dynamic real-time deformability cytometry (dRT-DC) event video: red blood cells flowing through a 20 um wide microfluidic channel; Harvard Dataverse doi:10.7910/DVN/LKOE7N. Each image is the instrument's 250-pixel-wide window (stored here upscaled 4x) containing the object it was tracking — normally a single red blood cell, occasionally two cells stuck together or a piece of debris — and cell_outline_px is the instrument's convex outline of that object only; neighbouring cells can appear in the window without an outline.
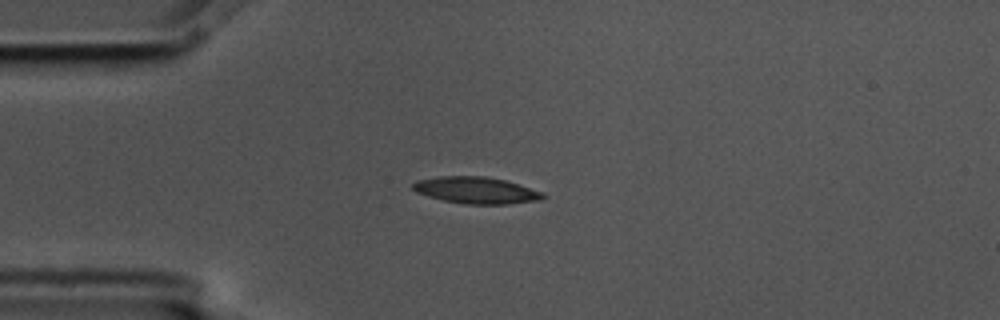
{"species": "common noctule bat (a hibernating species)", "species_latin": "Nyctalus noctula", "temperature_condition": "cold", "stored_images_in_passage": 5, "camera_frame_rate_fps": 3000, "um_per_image_px": 0.085, "animal": {"sex": "male", "body_mass_g": 17.5, "forearm_length_mm": 52.3}, "frame": {"image": 1, "passage_image": 3, "time_ms": 0.667, "image_size_px": [1000, 320], "cell_outline_px": [[548, 196], [540, 200], [508, 204], [464, 204], [444, 200], [428, 196], [416, 192], [412, 188], [412, 184], [416, 180], [440, 176], [484, 176], [504, 180], [544, 192]], "centroid_in_image_um": [40.48, 16.17], "position_along_channel_um": 44.5, "area_um2": 20.23}}